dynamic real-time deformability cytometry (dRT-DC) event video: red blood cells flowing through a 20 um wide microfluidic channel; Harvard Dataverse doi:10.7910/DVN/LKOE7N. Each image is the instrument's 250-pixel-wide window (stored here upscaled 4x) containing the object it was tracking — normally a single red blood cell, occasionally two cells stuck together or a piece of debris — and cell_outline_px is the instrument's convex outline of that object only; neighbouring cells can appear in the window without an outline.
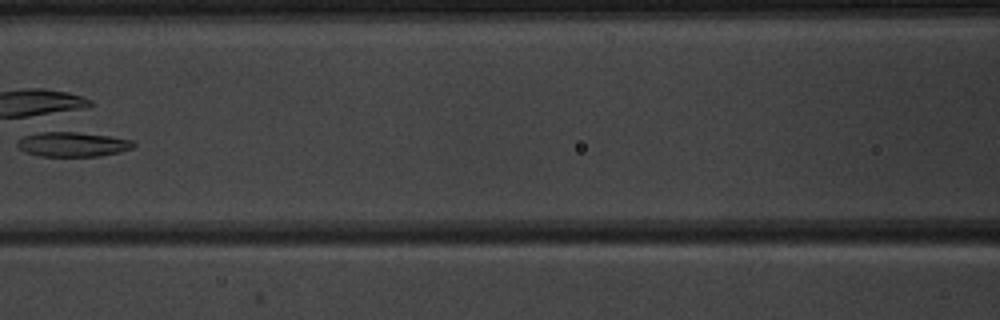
{"species": "common noctule bat (a hibernating species)", "species_latin": "Nyctalus noctula", "temperature_condition": "warm", "stored_images_in_passage": 7, "camera_frame_rate_fps": 3000, "um_per_image_px": 0.085, "animal": {"sex": "male", "body_mass_g": 20.1, "forearm_length_mm": 53.5}, "frame": {"image": 1, "passage_image": 6, "time_ms": 7.0, "image_size_px": [1000, 320], "cell_outline_px": [[136, 144], [132, 148], [120, 152], [100, 156], [40, 156], [24, 152], [16, 144], [24, 136], [48, 128], [80, 132], [108, 136], [132, 140]], "centroid_in_image_um": [6.12, 12.22], "position_along_channel_um": 160.5, "area_um2": 17.28}}